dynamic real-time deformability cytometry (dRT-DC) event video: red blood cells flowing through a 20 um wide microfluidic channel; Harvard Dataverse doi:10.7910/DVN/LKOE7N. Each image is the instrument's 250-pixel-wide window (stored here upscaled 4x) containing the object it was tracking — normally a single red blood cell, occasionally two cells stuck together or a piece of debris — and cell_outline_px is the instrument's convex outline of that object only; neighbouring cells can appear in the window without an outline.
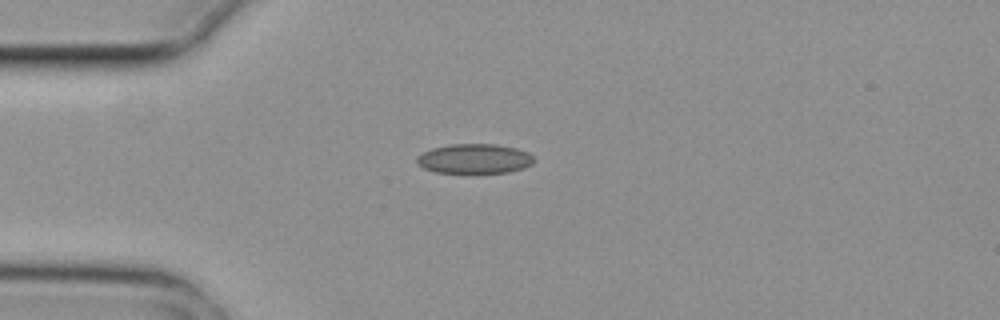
{"species": "common noctule bat (a hibernating species)", "species_latin": "Nyctalus noctula", "temperature_condition": "cold", "stored_images_in_passage": 6, "camera_frame_rate_fps": 3000, "um_per_image_px": 0.085, "animal": {"sex": "female", "body_mass_g": 29.2, "forearm_length_mm": 56.3}, "frame": {"image": 1, "passage_image": 6, "time_ms": 1.667, "image_size_px": [1000, 320], "cell_outline_px": [[536, 160], [532, 164], [524, 168], [508, 172], [468, 176], [436, 172], [424, 168], [416, 164], [416, 156], [432, 148], [448, 144], [496, 144], [516, 148], [528, 152]], "centroid_in_image_um": [40.31, 13.54], "position_along_channel_um": 44.7, "area_um2": 21.27}}